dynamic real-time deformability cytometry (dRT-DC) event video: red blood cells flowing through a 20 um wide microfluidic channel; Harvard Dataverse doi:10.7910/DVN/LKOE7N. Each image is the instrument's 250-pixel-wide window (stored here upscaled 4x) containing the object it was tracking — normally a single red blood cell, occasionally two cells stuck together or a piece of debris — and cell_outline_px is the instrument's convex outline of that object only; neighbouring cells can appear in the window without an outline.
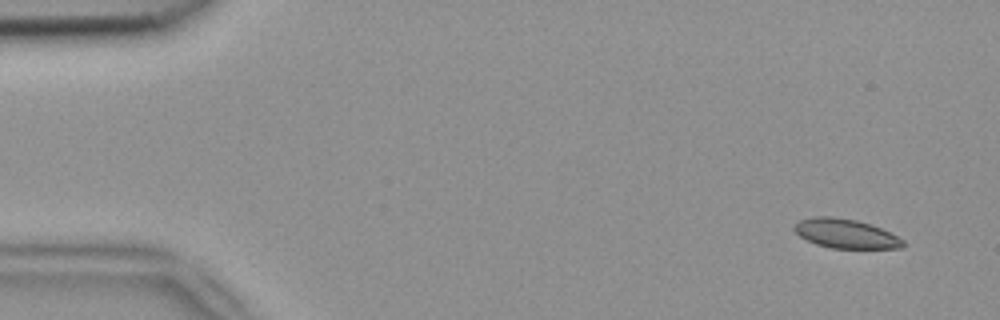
{"species": "common noctule bat (a hibernating species)", "species_latin": "Nyctalus noctula", "temperature_condition": "room temperature", "stored_images_in_passage": 5, "segment_of_instrument_passage": [1, 2], "camera_frame_rate_fps": 3000, "um_per_image_px": 0.085, "animal": {"sex": "female", "body_mass_g": 18.4}, "frame": {"image": 1, "passage_image": 2, "time_ms": 0.333, "image_size_px": [1000, 320], "cell_outline_px": [[904, 244], [900, 248], [832, 248], [816, 244], [800, 236], [792, 228], [800, 220], [816, 216], [832, 216], [856, 220], [872, 224], [904, 240]], "centroid_in_image_um": [71.87, 19.85], "position_along_channel_um": 13.1, "area_um2": 18.32}}